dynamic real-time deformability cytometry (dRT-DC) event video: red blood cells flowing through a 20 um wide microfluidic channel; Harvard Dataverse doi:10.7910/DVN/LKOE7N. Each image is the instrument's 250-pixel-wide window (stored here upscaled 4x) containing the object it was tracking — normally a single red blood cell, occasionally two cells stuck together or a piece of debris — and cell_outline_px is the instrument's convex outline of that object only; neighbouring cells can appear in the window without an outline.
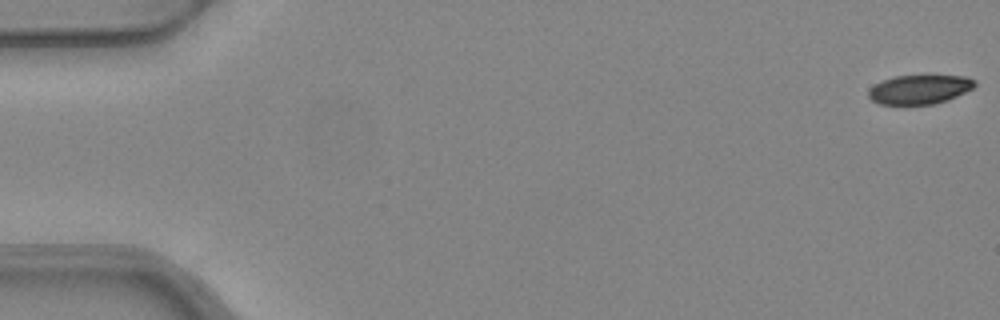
{"species": "common noctule bat (a hibernating species)", "species_latin": "Nyctalus noctula", "temperature_condition": "warm", "stored_images_in_passage": 6, "camera_frame_rate_fps": 3000, "um_per_image_px": 0.085, "animal": {"sex": "female", "body_mass_g": 24.6, "forearm_length_mm": 56.2}, "frame": {"image": 1, "passage_image": 1, "time_ms": 0.0, "image_size_px": [1000, 320], "cell_outline_px": [[976, 84], [972, 88], [948, 100], [932, 104], [880, 104], [872, 100], [868, 96], [868, 92], [876, 84], [884, 80], [896, 76], [964, 76], [976, 80]], "centroid_in_image_um": [78.18, 7.6], "position_along_channel_um": 6.8, "area_um2": 17.69}}
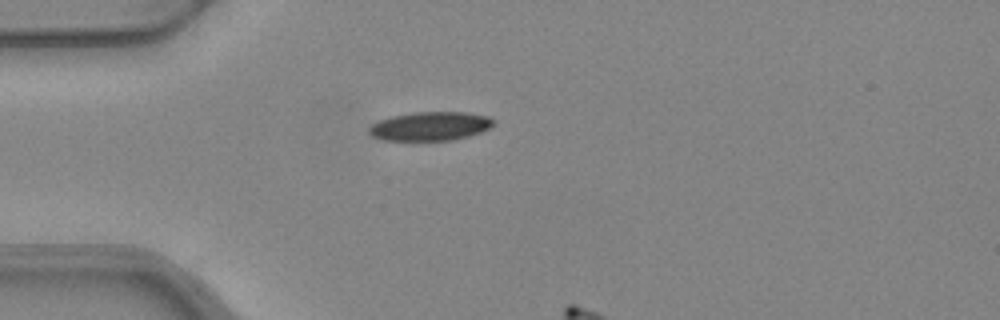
{"frame": {"image": 2, "passage_image": 5, "time_ms": 1.333, "image_size_px": [1000, 320], "cell_outline_px": [[496, 124], [480, 132], [468, 136], [452, 140], [380, 140], [372, 136], [368, 132], [368, 128], [372, 124], [380, 120], [392, 116], [412, 112], [464, 112], [488, 116]], "centroid_in_image_um": [36.54, 10.72], "position_along_channel_um": 48.5, "area_um2": 20.87}}